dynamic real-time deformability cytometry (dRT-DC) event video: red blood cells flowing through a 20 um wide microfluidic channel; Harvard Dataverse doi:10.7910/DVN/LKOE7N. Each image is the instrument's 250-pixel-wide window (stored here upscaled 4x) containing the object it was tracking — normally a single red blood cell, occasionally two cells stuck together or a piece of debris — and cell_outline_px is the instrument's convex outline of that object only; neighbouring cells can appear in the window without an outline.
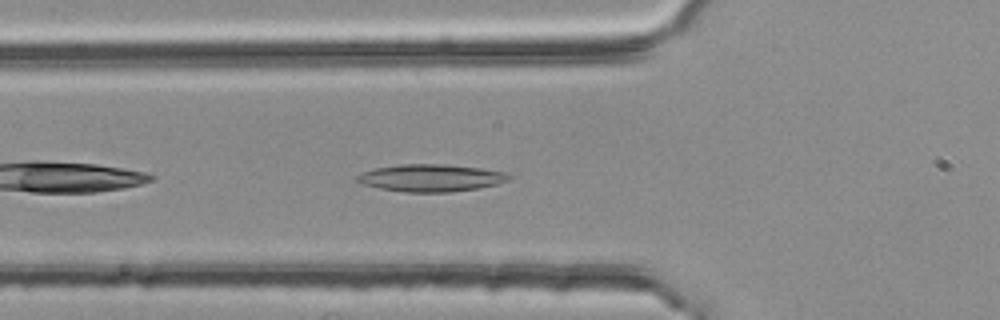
{"species": "common noctule bat (a hibernating species)", "species_latin": "Nyctalus noctula", "temperature_condition": "room temperature", "stored_images_in_passage": 34, "camera_frame_rate_fps": 3000, "um_per_image_px": 0.085, "animal": {"sex": "female", "body_mass_g": 25.1}, "frame": {"image": 1, "passage_image": 4, "time_ms": 1.0, "image_size_px": [1000, 320], "cell_outline_px": [[512, 180], [496, 184], [476, 188], [448, 192], [404, 192], [380, 188], [360, 184], [352, 180], [356, 176], [364, 172], [376, 168], [400, 164], [444, 164], [480, 168], [504, 172], [512, 176]], "centroid_in_image_um": [36.59, 15.12], "position_along_channel_um": 89.2, "area_um2": 24.16}}
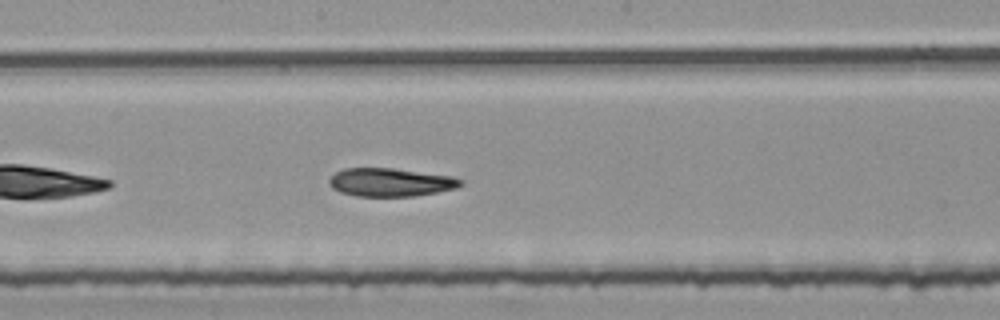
{"frame": {"image": 2, "passage_image": 14, "time_ms": 4.333, "image_size_px": [1000, 320], "cell_outline_px": [[464, 184], [456, 188], [436, 192], [412, 196], [356, 196], [340, 192], [332, 188], [328, 184], [328, 180], [336, 172], [344, 168], [392, 168], [452, 176], [464, 180]], "centroid_in_image_um": [33.19, 15.49], "position_along_channel_um": 215.0, "area_um2": 21.68}}
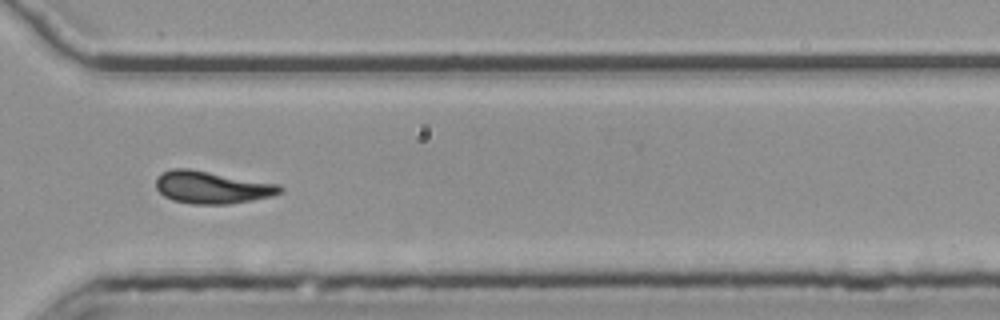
{"frame": {"image": 3, "passage_image": 25, "time_ms": 8.0, "image_size_px": [1000, 320], "cell_outline_px": [[284, 192], [272, 196], [252, 200], [228, 204], [192, 204], [172, 200], [164, 196], [156, 188], [156, 176], [172, 168], [188, 168], [280, 184], [284, 188]], "centroid_in_image_um": [18.03, 15.92], "position_along_channel_um": 352.6, "area_um2": 23.58}}